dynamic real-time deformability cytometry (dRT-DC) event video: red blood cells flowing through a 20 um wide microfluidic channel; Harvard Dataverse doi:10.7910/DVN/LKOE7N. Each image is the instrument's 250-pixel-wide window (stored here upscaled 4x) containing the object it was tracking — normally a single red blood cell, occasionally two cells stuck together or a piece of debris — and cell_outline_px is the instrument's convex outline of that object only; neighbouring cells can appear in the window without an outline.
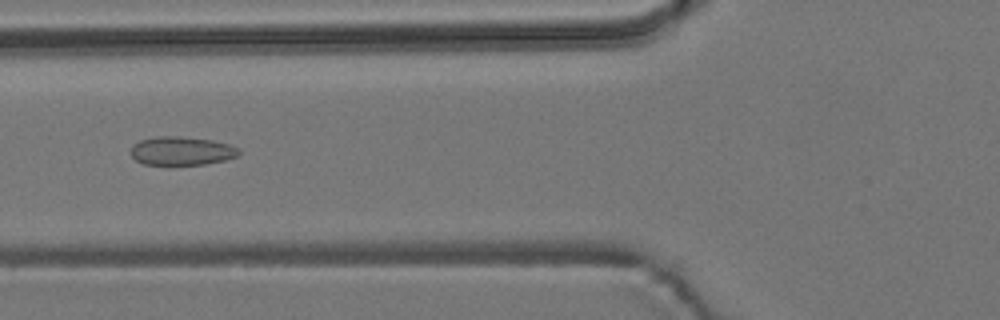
{"species": "common noctule bat (a hibernating species)", "species_latin": "Nyctalus noctula", "temperature_condition": "room temperature", "stored_images_in_passage": 8, "camera_frame_rate_fps": 3000, "um_per_image_px": 0.085, "animal": {"sex": "male", "body_mass_g": 19.2, "forearm_length_mm": 51.8}, "frame": {"image": 1, "passage_image": 6, "time_ms": 5.667, "image_size_px": [1000, 320], "cell_outline_px": [[240, 152], [236, 156], [224, 160], [204, 164], [144, 164], [136, 160], [132, 156], [132, 144], [140, 140], [156, 136], [176, 136], [212, 140], [228, 144], [240, 148]], "centroid_in_image_um": [15.43, 12.81], "position_along_channel_um": 110.4, "area_um2": 17.8}}
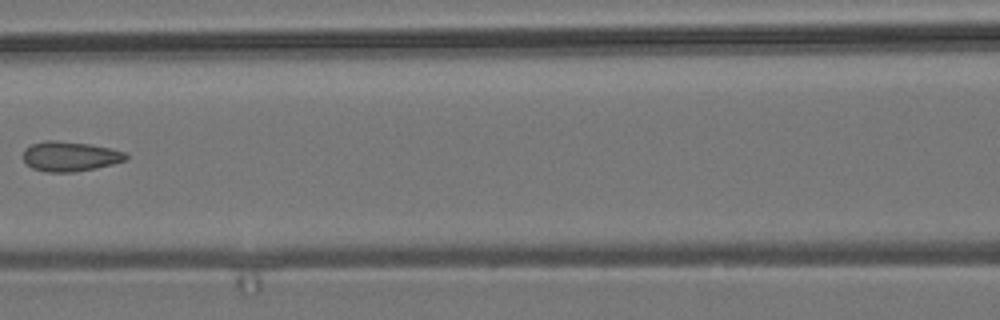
{"frame": {"image": 2, "passage_image": 7, "time_ms": 7.0, "image_size_px": [1000, 320], "cell_outline_px": [[128, 156], [124, 160], [112, 164], [96, 168], [72, 172], [48, 172], [32, 168], [24, 160], [24, 148], [32, 144], [44, 140], [56, 140], [92, 144], [112, 148], [128, 152]], "centroid_in_image_um": [5.97, 13.27], "position_along_channel_um": 160.6, "area_um2": 17.98}}
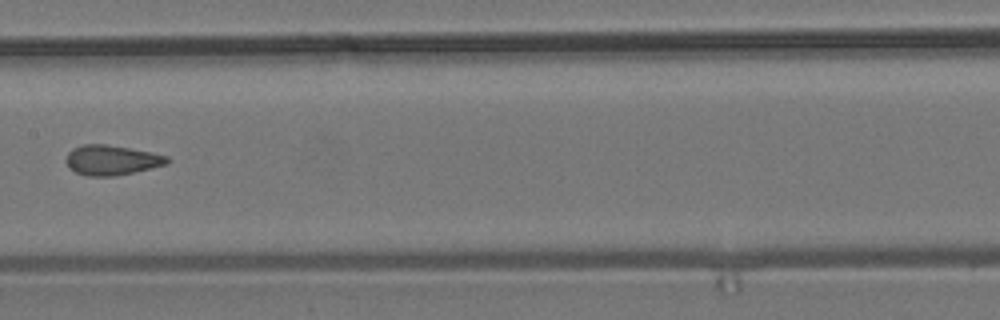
{"frame": {"image": 3, "passage_image": 8, "time_ms": 8.0, "image_size_px": [1000, 320], "cell_outline_px": [[172, 160], [168, 164], [116, 176], [88, 176], [76, 172], [68, 168], [64, 160], [68, 152], [72, 148], [84, 144], [104, 144], [128, 148], [168, 156]], "centroid_in_image_um": [9.46, 13.61], "position_along_channel_um": 197.9, "area_um2": 17.69}}